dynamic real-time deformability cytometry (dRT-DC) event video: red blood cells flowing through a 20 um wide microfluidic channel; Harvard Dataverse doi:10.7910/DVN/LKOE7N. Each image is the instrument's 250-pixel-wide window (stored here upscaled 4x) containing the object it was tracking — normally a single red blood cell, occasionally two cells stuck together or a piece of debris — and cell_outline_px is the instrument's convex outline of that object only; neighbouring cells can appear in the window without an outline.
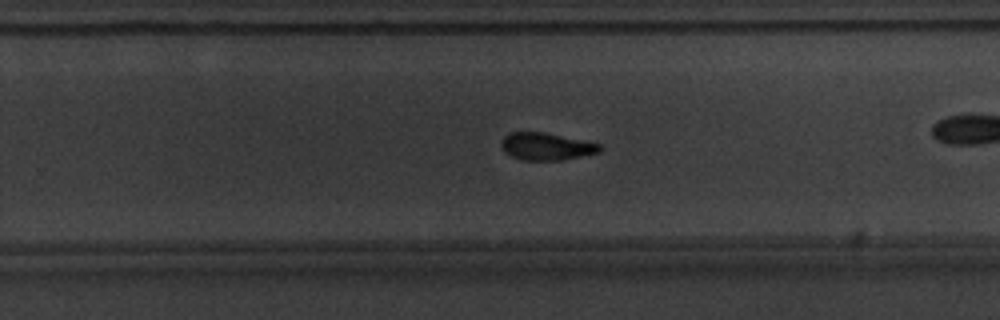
{"species": "common noctule bat (a hibernating species)", "species_latin": "Nyctalus noctula", "temperature_condition": "warm", "stored_images_in_passage": 46, "camera_frame_rate_fps": 3000, "um_per_image_px": 0.085, "animal": {"sex": "male", "body_mass_g": 20.1, "forearm_length_mm": 53.5}, "frame": {"image": 1, "passage_image": 27, "time_ms": 8.667, "image_size_px": [1000, 320], "cell_outline_px": [[604, 148], [600, 152], [564, 160], [524, 160], [512, 156], [504, 152], [500, 144], [500, 140], [508, 132], [544, 132], [584, 140], [600, 144]], "centroid_in_image_um": [46.44, 12.44], "position_along_channel_um": 283.4, "area_um2": 15.9}}
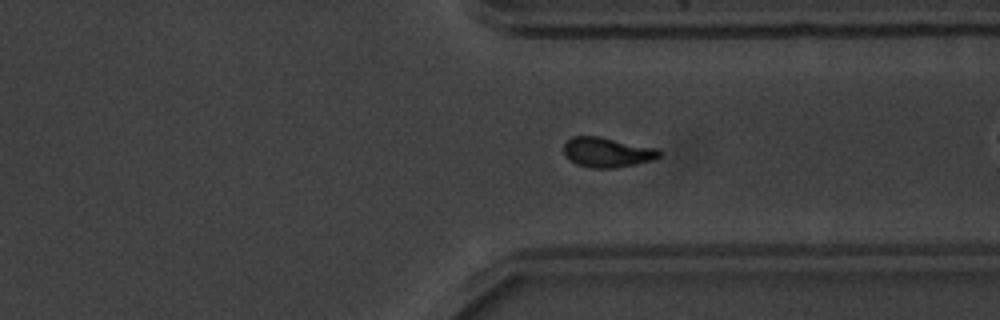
{"frame": {"image": 2, "passage_image": 33, "time_ms": 10.667, "image_size_px": [1000, 320], "cell_outline_px": [[660, 156], [652, 160], [636, 164], [616, 168], [592, 168], [576, 164], [564, 152], [564, 144], [572, 136], [600, 136], [656, 148], [660, 152]], "centroid_in_image_um": [51.61, 12.94], "position_along_channel_um": 359.8, "area_um2": 16.47}, "authors_computed_cell_mechanics": {"area_um2": 16.3863, "velocity_mm_per_s": 3.8199, "shape_relaxation_time_tau1_ms": 3.0015, "shape_relaxation_time_tau2_ms": 2.3561, "deformation_change_tau1": 0.1593, "deformation_change_tau2": 0.0794}}